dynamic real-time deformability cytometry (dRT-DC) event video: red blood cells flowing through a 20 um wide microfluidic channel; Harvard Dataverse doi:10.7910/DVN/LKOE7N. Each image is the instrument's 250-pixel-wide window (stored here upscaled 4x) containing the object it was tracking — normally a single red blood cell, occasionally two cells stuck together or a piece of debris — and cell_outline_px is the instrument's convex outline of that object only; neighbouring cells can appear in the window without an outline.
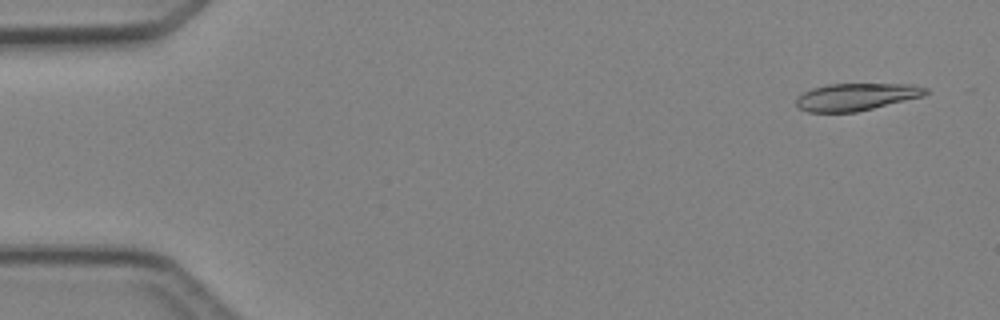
{"species": "Egyptian fruit bat (a non-hibernating species)", "species_latin": "Rousettus aegyptiacus", "temperature_condition": "cold", "stored_images_in_passage": 4, "camera_frame_rate_fps": 3000, "um_per_image_px": 0.085, "animal": {"sex": "female"}, "frame": {"image": 1, "passage_image": 1, "time_ms": 0.0, "image_size_px": [1000, 320], "cell_outline_px": [[928, 92], [924, 96], [856, 112], [808, 112], [800, 108], [796, 104], [796, 100], [804, 92], [812, 88], [828, 84], [912, 84], [928, 88]], "centroid_in_image_um": [72.81, 8.23], "position_along_channel_um": 12.2, "area_um2": 20.46}}
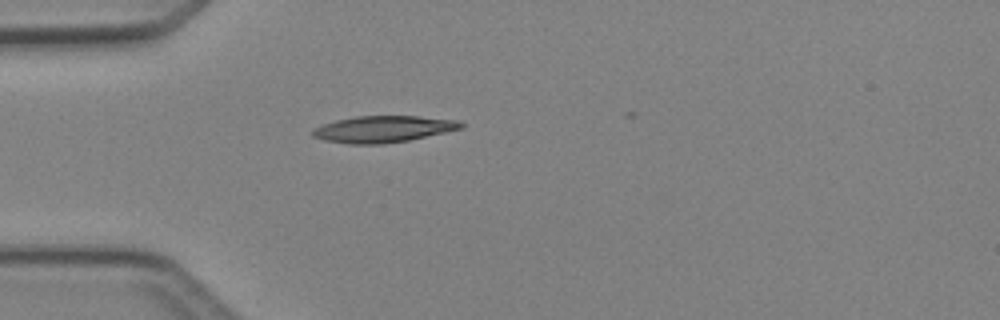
{"frame": {"image": 2, "passage_image": 4, "time_ms": 3.667, "image_size_px": [1000, 320], "cell_outline_px": [[464, 128], [408, 140], [384, 144], [348, 144], [324, 140], [312, 136], [312, 128], [336, 120], [356, 116], [420, 116], [460, 120], [464, 124]], "centroid_in_image_um": [32.59, 10.97], "position_along_channel_um": 52.4, "area_um2": 23.06}}